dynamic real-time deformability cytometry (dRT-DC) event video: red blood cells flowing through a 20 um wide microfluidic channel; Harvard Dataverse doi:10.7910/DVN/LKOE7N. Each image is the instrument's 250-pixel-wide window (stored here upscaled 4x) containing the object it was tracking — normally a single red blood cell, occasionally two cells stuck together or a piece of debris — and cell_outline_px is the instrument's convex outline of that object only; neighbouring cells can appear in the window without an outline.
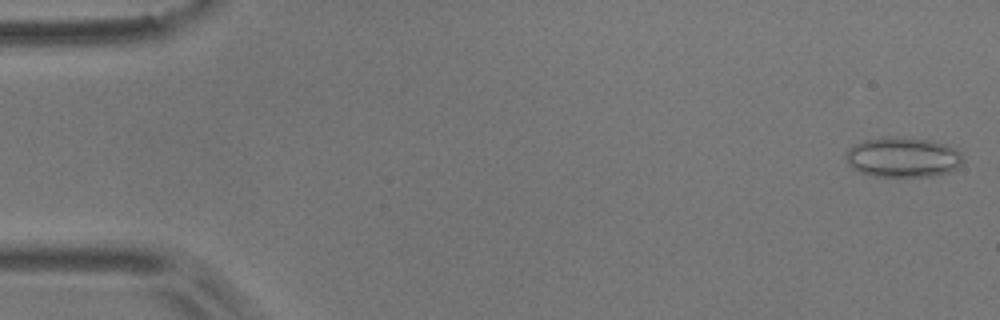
{"species": "common noctule bat (a hibernating species)", "species_latin": "Nyctalus noctula", "temperature_condition": "room temperature", "stored_images_in_passage": 52, "camera_frame_rate_fps": 3000, "um_per_image_px": 0.085, "animal": {"sex": "male", "body_mass_g": 17.9}, "frame": {"image": 1, "passage_image": 1, "time_ms": 0.0, "image_size_px": [1000, 320], "cell_outline_px": [[964, 160], [956, 168], [948, 172], [936, 176], [872, 176], [860, 172], [852, 168], [848, 164], [844, 152], [852, 144], [864, 140], [880, 136], [892, 136], [928, 140], [948, 144], [956, 148], [960, 152]], "centroid_in_image_um": [76.71, 13.35], "position_along_channel_um": 8.3, "area_um2": 27.74}}
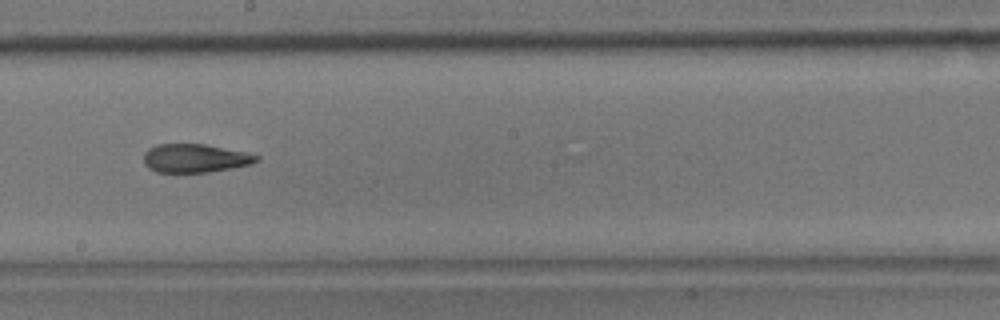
{"frame": {"image": 2, "passage_image": 29, "time_ms": 9.333, "image_size_px": [1000, 320], "cell_outline_px": [[260, 160], [252, 164], [208, 172], [156, 172], [148, 168], [144, 164], [144, 152], [148, 148], [156, 144], [204, 144], [244, 152], [260, 156]], "centroid_in_image_um": [16.55, 13.45], "position_along_channel_um": 231.6, "area_um2": 18.73}}
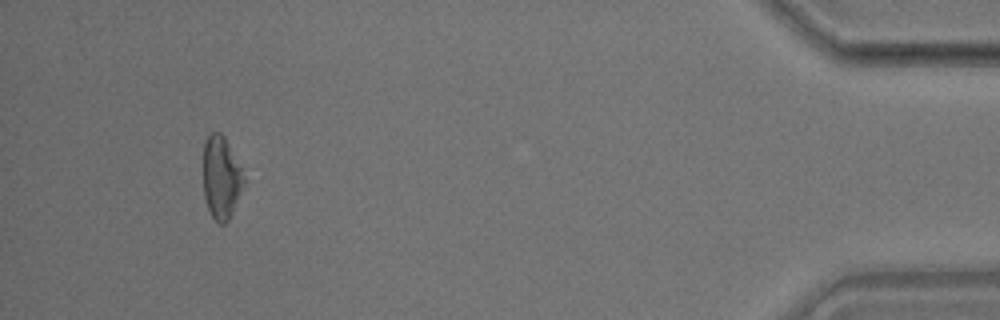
{"frame": {"image": 3, "passage_image": 49, "time_ms": 16.0, "image_size_px": [1000, 320], "cell_outline_px": [[244, 184], [232, 212], [228, 220], [224, 224], [220, 224], [212, 216], [208, 208], [204, 196], [204, 140], [208, 132], [220, 132], [224, 136], [240, 168], [244, 180]], "centroid_in_image_um": [18.77, 15.07], "position_along_channel_um": 416.4, "area_um2": 19.13}, "authors_computed_cell_mechanics": {"area_um2": 19.8543, "velocity_mm_per_s": 3.7918, "shape_relaxation_time_tau1_ms": null, "shape_relaxation_time_tau2_ms": 3.602, "deformation_change_tau1": null, "deformation_change_tau2": 0.1334}}